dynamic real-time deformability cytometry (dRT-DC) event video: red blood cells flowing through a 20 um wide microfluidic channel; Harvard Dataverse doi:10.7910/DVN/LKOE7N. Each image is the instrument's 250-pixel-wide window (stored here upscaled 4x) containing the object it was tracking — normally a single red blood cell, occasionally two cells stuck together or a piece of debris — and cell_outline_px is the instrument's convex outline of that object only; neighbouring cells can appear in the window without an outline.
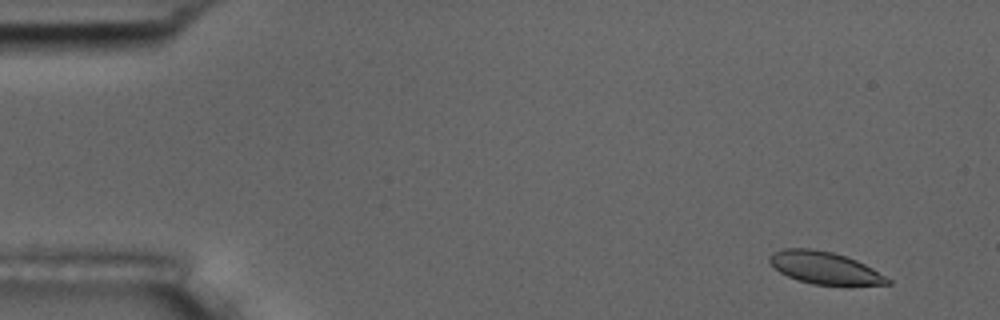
{"species": "common noctule bat (a hibernating species)", "species_latin": "Nyctalus noctula", "temperature_condition": "room temperature", "stored_images_in_passage": 7, "camera_frame_rate_fps": 3000, "um_per_image_px": 0.085, "animal": {"sex": "male", "body_mass_g": 17.5, "forearm_length_mm": 52.3}, "frame": {"image": 1, "passage_image": 1, "time_ms": 0.0, "image_size_px": [1000, 320], "cell_outline_px": [[892, 284], [852, 288], [848, 288], [812, 284], [788, 276], [780, 272], [768, 260], [768, 256], [772, 252], [784, 248], [812, 248], [832, 252], [856, 260], [872, 268], [892, 280]], "centroid_in_image_um": [70.18, 22.82], "position_along_channel_um": 14.8, "area_um2": 23.0}}
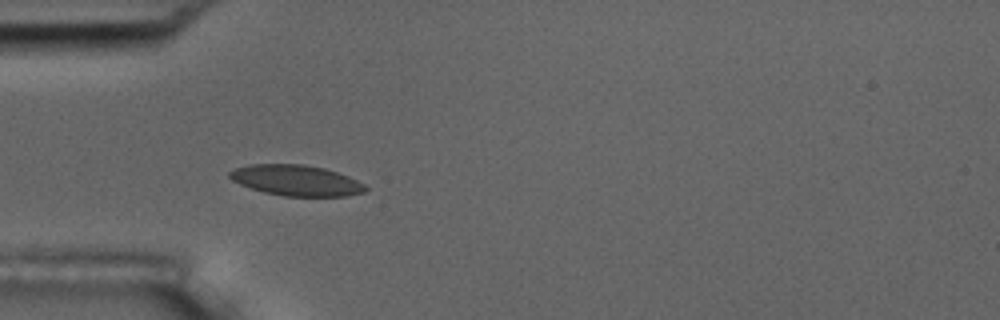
{"frame": {"image": 2, "passage_image": 5, "time_ms": 4.333, "image_size_px": [1000, 320], "cell_outline_px": [[368, 188], [364, 192], [348, 196], [284, 196], [264, 192], [240, 184], [232, 180], [228, 176], [228, 172], [236, 168], [248, 164], [304, 164], [324, 168], [348, 176], [364, 184]], "centroid_in_image_um": [25.17, 15.33], "position_along_channel_um": 59.8, "area_um2": 24.28}}